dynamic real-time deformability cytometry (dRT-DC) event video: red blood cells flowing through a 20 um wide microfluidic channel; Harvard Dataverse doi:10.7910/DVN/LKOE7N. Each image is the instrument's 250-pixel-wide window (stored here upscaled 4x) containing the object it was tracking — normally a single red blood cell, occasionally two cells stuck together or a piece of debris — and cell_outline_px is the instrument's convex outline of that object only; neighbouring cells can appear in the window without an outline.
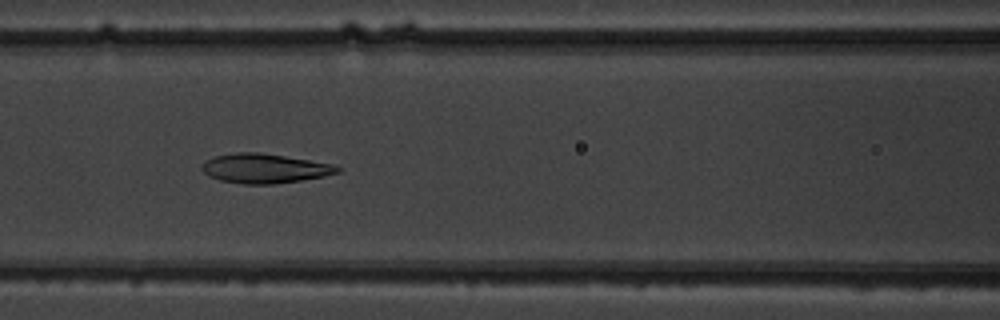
{"species": "common noctule bat (a hibernating species)", "species_latin": "Nyctalus noctula", "temperature_condition": "warm", "stored_images_in_passage": 7, "camera_frame_rate_fps": 3000, "um_per_image_px": 0.085, "animal": {"sex": "male", "body_mass_g": 19.5, "forearm_length_mm": 54.6}, "frame": {"image": 1, "passage_image": 6, "time_ms": 6.667, "image_size_px": [1000, 320], "cell_outline_px": [[340, 172], [324, 176], [300, 180], [272, 184], [244, 184], [220, 180], [208, 176], [200, 168], [208, 160], [216, 156], [236, 152], [260, 152], [332, 164], [340, 168]], "centroid_in_image_um": [22.48, 14.32], "position_along_channel_um": 144.1, "area_um2": 22.95}}
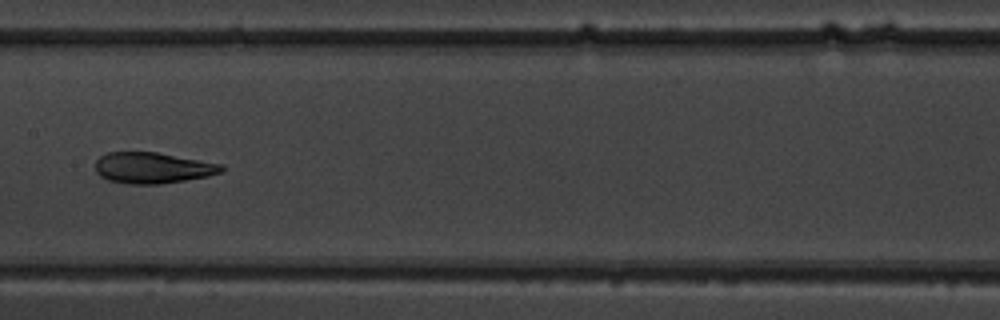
{"frame": {"image": 2, "passage_image": 7, "time_ms": 8.0, "image_size_px": [1000, 320], "cell_outline_px": [[224, 172], [208, 176], [160, 184], [128, 184], [108, 180], [100, 176], [96, 172], [96, 160], [100, 156], [108, 152], [156, 152], [224, 164]], "centroid_in_image_um": [12.99, 14.27], "position_along_channel_um": 194.4, "area_um2": 22.89}}